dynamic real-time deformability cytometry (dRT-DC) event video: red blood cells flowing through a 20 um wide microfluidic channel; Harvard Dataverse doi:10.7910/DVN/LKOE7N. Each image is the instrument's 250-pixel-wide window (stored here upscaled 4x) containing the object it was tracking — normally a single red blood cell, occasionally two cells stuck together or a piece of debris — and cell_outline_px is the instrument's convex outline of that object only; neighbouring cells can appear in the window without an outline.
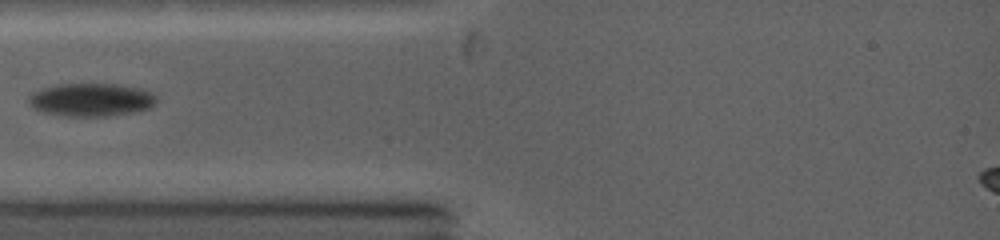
{"species": "common noctule bat (a hibernating species)", "species_latin": "Nyctalus noctula", "temperature_condition": "warm", "stored_images_in_passage": 1, "camera_frame_rate_fps": 5000, "um_per_image_px": 0.085, "animal": {"sex": "female", "body_mass_g": 19.0, "forearm_length_mm": 53.3}, "frame": {"image": 1, "passage_image": 1, "time_ms": 0.0, "image_size_px": [1000, 240], "cell_outline_px": [[156, 100], [148, 108], [132, 112], [108, 116], [56, 116], [40, 112], [28, 100], [36, 92], [48, 88], [68, 84], [112, 84], [132, 88], [148, 92]], "centroid_in_image_um": [7.71, 8.52], "position_along_channel_um": 77.3, "area_um2": 23.58}}